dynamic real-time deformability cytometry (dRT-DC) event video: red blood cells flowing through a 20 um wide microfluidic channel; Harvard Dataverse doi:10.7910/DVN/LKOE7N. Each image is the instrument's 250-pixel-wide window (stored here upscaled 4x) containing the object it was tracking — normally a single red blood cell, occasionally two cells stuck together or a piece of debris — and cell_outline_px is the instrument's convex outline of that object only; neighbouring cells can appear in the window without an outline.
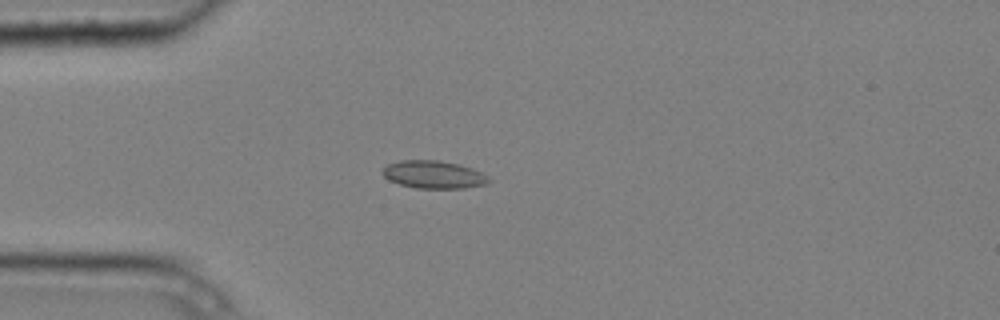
{"species": "common noctule bat (a hibernating species)", "species_latin": "Nyctalus noctula", "temperature_condition": "cold", "stored_images_in_passage": 5, "camera_frame_rate_fps": 3000, "um_per_image_px": 0.085, "animal": {"sex": "male", "body_mass_g": 20.4}, "frame": {"image": 1, "passage_image": 4, "time_ms": 1.0, "image_size_px": [1000, 320], "cell_outline_px": [[492, 180], [484, 184], [464, 188], [416, 188], [400, 184], [388, 180], [380, 172], [388, 164], [400, 160], [440, 160], [472, 168], [488, 176]], "centroid_in_image_um": [36.83, 14.84], "position_along_channel_um": 48.2, "area_um2": 17.11}}